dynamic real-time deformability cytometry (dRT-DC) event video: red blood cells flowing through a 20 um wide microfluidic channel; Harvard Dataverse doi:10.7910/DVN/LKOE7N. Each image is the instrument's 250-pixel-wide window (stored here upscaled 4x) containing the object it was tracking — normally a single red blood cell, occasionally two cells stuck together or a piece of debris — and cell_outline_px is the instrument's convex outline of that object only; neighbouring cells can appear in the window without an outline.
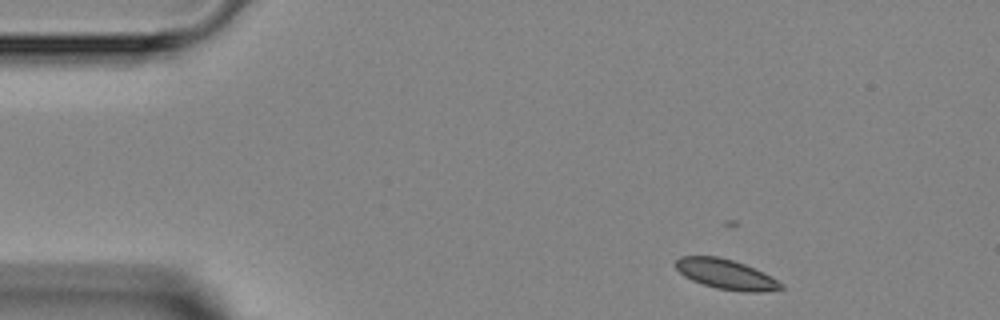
{"species": "Egyptian fruit bat (a non-hibernating species)", "species_latin": "Rousettus aegyptiacus", "temperature_condition": "room temperature", "stored_images_in_passage": 3, "camera_frame_rate_fps": 3000, "um_per_image_px": 0.085, "animal": {"sex": "female"}, "frame": {"image": 1, "passage_image": 1, "time_ms": 0.0, "image_size_px": [1000, 320], "cell_outline_px": [[784, 288], [764, 292], [744, 292], [716, 288], [692, 280], [684, 276], [676, 268], [676, 260], [680, 256], [716, 256], [732, 260], [744, 264], [764, 272], [784, 284]], "centroid_in_image_um": [61.74, 23.32], "position_along_channel_um": 23.3, "area_um2": 18.32}}
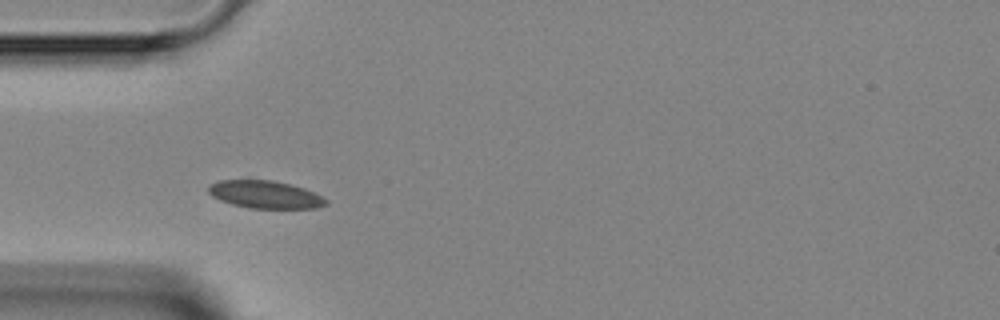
{"frame": {"image": 2, "passage_image": 3, "time_ms": 2.667, "image_size_px": [1000, 320], "cell_outline_px": [[328, 204], [316, 208], [252, 208], [232, 204], [220, 200], [212, 196], [208, 192], [208, 188], [212, 184], [220, 180], [248, 176], [272, 180], [304, 188], [328, 200]], "centroid_in_image_um": [22.48, 16.48], "position_along_channel_um": 62.5, "area_um2": 19.42}}